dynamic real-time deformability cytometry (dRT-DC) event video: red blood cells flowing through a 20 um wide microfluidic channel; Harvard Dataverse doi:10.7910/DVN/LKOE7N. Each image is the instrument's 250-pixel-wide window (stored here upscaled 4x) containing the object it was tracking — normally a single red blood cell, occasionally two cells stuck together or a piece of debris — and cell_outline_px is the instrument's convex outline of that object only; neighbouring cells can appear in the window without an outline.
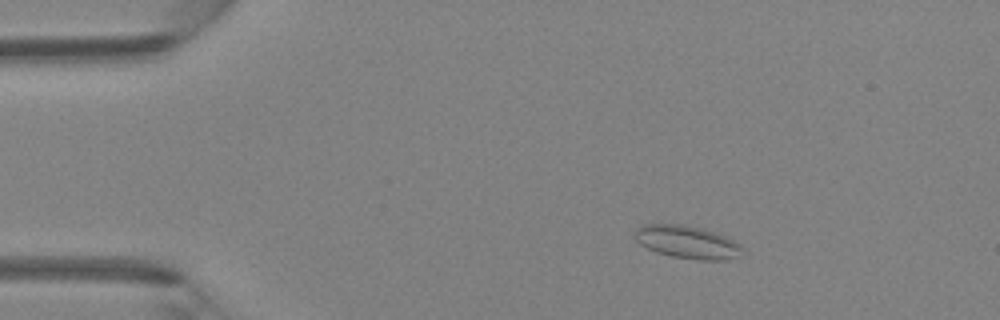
{"species": "Egyptian fruit bat (a non-hibernating species)", "species_latin": "Rousettus aegyptiacus", "temperature_condition": "room temperature", "stored_images_in_passage": 39, "camera_frame_rate_fps": 3000, "um_per_image_px": 0.085, "animal": {"sex": "female"}, "frame": {"image": 1, "passage_image": 1, "time_ms": 0.0, "image_size_px": [1000, 320], "cell_outline_px": [[740, 248], [736, 256], [724, 260], [700, 260], [672, 256], [656, 252], [640, 244], [636, 240], [636, 228], [640, 224], [688, 224], [724, 236], [740, 244]], "centroid_in_image_um": [58.34, 20.56], "position_along_channel_um": 26.7, "area_um2": 20.17}}
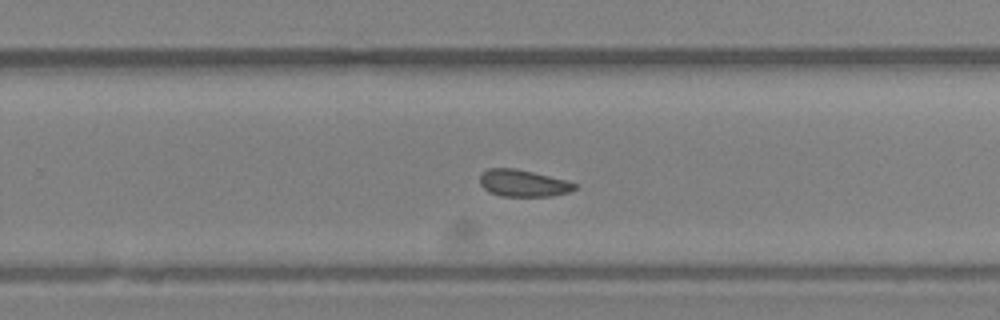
{"frame": {"image": 2, "passage_image": 23, "time_ms": 7.333, "image_size_px": [1000, 320], "cell_outline_px": [[576, 188], [568, 192], [552, 196], [500, 196], [488, 192], [480, 184], [480, 176], [488, 168], [516, 168], [568, 180], [576, 184]], "centroid_in_image_um": [44.46, 15.57], "position_along_channel_um": 285.3, "area_um2": 14.91}}
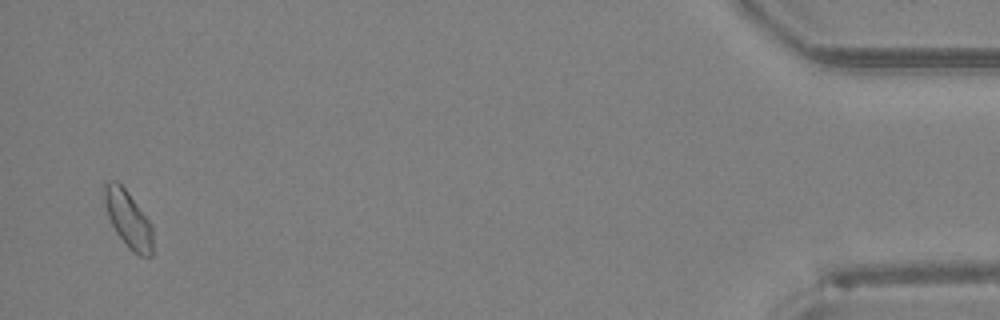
{"frame": {"image": 3, "passage_image": 38, "time_ms": 12.333, "image_size_px": [1000, 320], "cell_outline_px": [[152, 256], [140, 256], [132, 252], [128, 248], [116, 232], [108, 216], [104, 204], [104, 184], [108, 180], [116, 180], [128, 192], [148, 220], [152, 228]], "centroid_in_image_um": [10.88, 18.63], "position_along_channel_um": 424.3, "area_um2": 15.9}}